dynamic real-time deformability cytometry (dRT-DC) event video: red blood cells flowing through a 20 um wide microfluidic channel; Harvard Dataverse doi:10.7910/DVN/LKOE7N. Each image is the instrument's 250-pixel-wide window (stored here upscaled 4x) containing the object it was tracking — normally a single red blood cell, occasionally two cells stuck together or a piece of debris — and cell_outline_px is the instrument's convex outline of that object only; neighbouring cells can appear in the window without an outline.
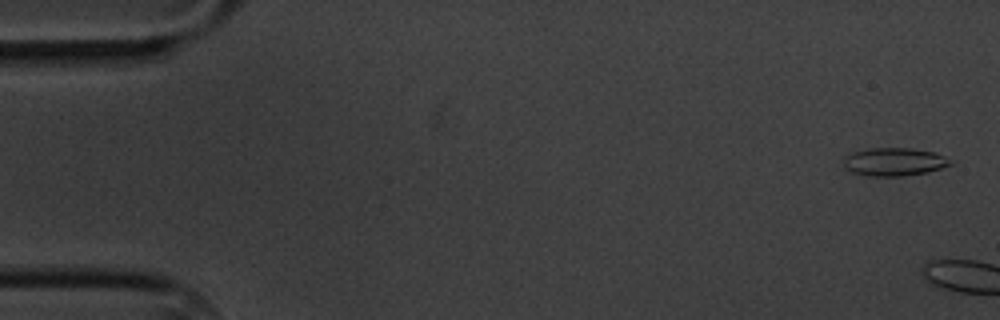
{"species": "common noctule bat (a hibernating species)", "species_latin": "Nyctalus noctula", "temperature_condition": "cold", "stored_images_in_passage": 9, "camera_frame_rate_fps": 3000, "um_per_image_px": 0.085, "animal": {"sex": "male", "body_mass_g": 20.1, "forearm_length_mm": 53.5}, "frame": {"image": 1, "passage_image": 1, "time_ms": 0.0, "image_size_px": [1000, 320], "cell_outline_px": [[952, 164], [928, 172], [904, 176], [864, 176], [852, 172], [844, 164], [844, 156], [852, 152], [868, 148], [912, 148], [936, 152], [944, 156]], "centroid_in_image_um": [75.98, 13.75], "position_along_channel_um": 9.0, "area_um2": 17.51}}
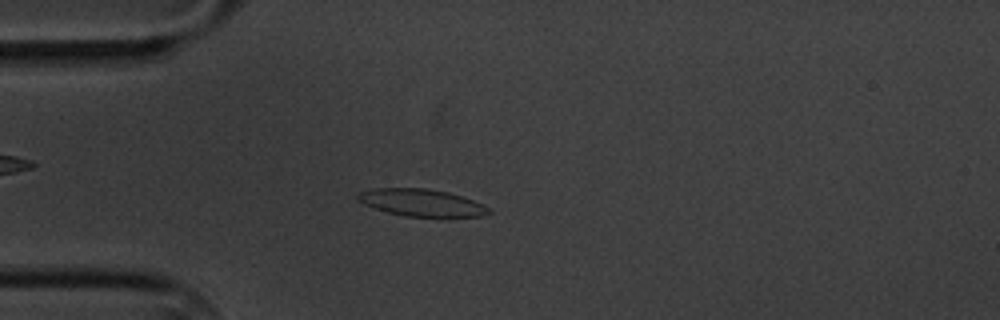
{"frame": {"image": 2, "passage_image": 6, "time_ms": 6.0, "image_size_px": [1000, 320], "cell_outline_px": [[492, 212], [480, 216], [404, 216], [372, 208], [356, 200], [356, 196], [360, 192], [372, 188], [424, 188], [448, 192], [484, 204]], "centroid_in_image_um": [35.77, 17.22], "position_along_channel_um": 49.2, "area_um2": 20.58}}
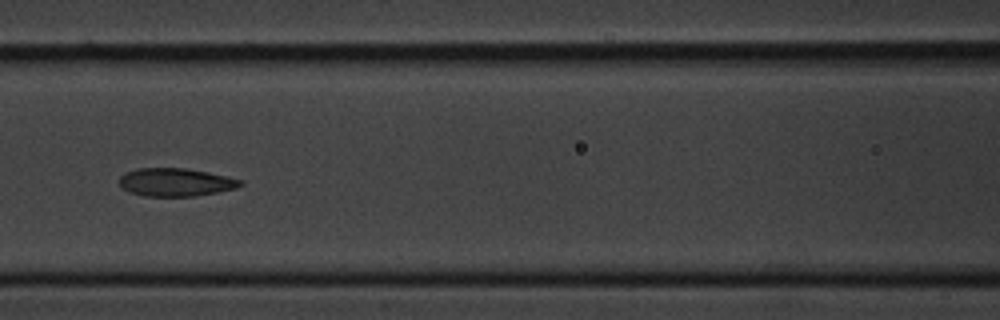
{"frame": {"image": 3, "passage_image": 9, "time_ms": 9.333, "image_size_px": [1000, 320], "cell_outline_px": [[244, 184], [236, 188], [216, 192], [192, 196], [144, 196], [128, 192], [120, 188], [120, 176], [124, 172], [136, 168], [184, 168], [208, 172], [228, 176], [244, 180]], "centroid_in_image_um": [14.91, 15.48], "position_along_channel_um": 151.7, "area_um2": 20.0}}